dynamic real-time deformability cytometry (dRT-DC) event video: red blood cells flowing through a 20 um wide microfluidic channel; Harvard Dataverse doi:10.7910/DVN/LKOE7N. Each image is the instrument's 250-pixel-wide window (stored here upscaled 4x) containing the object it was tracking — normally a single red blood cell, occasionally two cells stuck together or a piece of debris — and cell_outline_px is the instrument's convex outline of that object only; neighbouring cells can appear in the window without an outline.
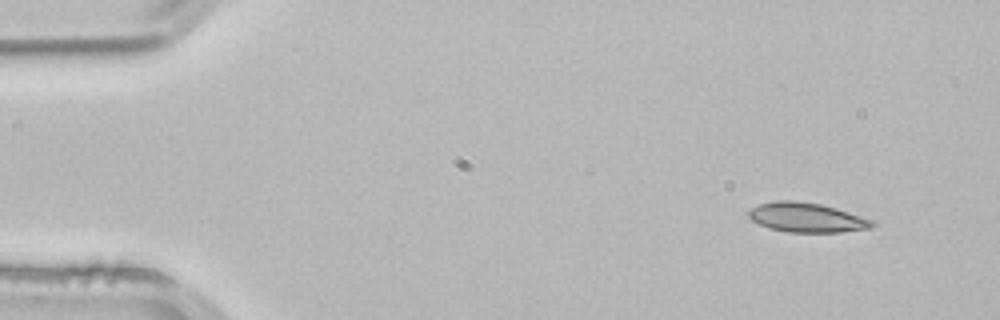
{"species": "common noctule bat (a hibernating species)", "species_latin": "Nyctalus noctula", "temperature_condition": "room temperature", "stored_images_in_passage": 2, "camera_frame_rate_fps": 3000, "um_per_image_px": 0.085, "animal": {"sex": "male", "body_mass_g": 21.5, "forearm_length_mm": 52.0}, "frame": {"image": 1, "passage_image": 2, "time_ms": 0.333, "image_size_px": [1000, 320], "cell_outline_px": [[876, 224], [872, 228], [840, 232], [788, 232], [768, 228], [752, 220], [748, 216], [748, 212], [752, 208], [760, 204], [772, 200], [796, 200], [820, 204], [836, 208], [876, 220]], "centroid_in_image_um": [68.61, 18.48], "position_along_channel_um": 16.4, "area_um2": 21.44}}